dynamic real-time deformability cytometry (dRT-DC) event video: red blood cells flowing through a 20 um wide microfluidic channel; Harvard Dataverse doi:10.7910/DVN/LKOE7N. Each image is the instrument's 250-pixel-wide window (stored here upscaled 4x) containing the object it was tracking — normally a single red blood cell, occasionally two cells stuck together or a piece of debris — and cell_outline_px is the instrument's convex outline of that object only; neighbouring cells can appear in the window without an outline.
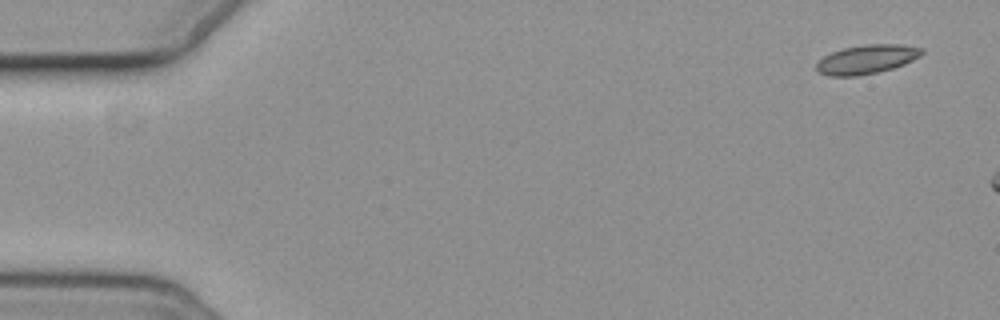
{"species": "common noctule bat (a hibernating species)", "species_latin": "Nyctalus noctula", "temperature_condition": "cold", "stored_images_in_passage": 5, "camera_frame_rate_fps": 3000, "um_per_image_px": 0.085, "animal": {"sex": "female", "body_mass_g": 19.3, "forearm_length_mm": 54.1}, "frame": {"image": 1, "passage_image": 1, "time_ms": 0.0, "image_size_px": [1000, 320], "cell_outline_px": [[924, 52], [920, 56], [904, 64], [892, 68], [876, 72], [856, 76], [828, 76], [820, 72], [816, 68], [816, 64], [824, 56], [832, 52], [844, 48], [864, 44], [904, 44], [924, 48]], "centroid_in_image_um": [73.7, 5.03], "position_along_channel_um": 11.3, "area_um2": 17.74}}